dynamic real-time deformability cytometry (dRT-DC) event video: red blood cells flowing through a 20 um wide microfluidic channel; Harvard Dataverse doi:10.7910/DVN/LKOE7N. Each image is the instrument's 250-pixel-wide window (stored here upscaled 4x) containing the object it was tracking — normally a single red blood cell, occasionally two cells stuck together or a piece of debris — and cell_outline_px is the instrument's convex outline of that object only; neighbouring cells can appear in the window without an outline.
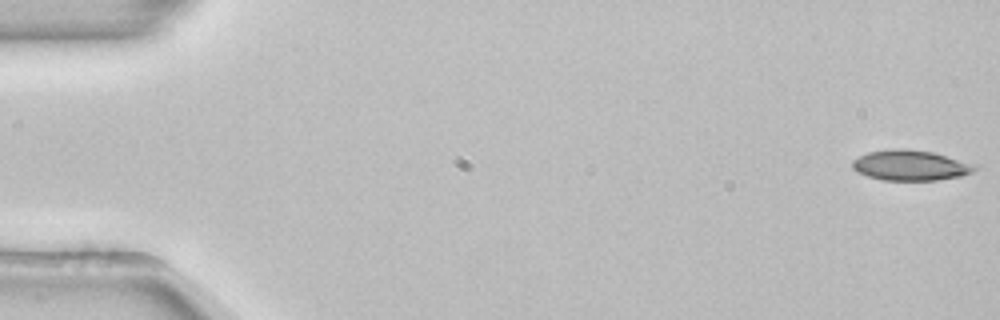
{"species": "common noctule bat (a hibernating species)", "species_latin": "Nyctalus noctula", "temperature_condition": "room temperature", "stored_images_in_passage": 50, "camera_frame_rate_fps": 3000, "um_per_image_px": 0.085, "animal": {"sex": "female", "body_mass_g": 22.7, "forearm_length_mm": 54.2}, "frame": {"image": 1, "passage_image": 1, "time_ms": 0.0, "image_size_px": [1000, 320], "cell_outline_px": [[980, 168], [972, 172], [960, 176], [936, 180], [880, 180], [856, 172], [852, 168], [852, 160], [868, 152], [892, 148], [908, 148], [932, 152], [976, 164]], "centroid_in_image_um": [77.38, 14.05], "position_along_channel_um": 7.6, "area_um2": 21.85}}
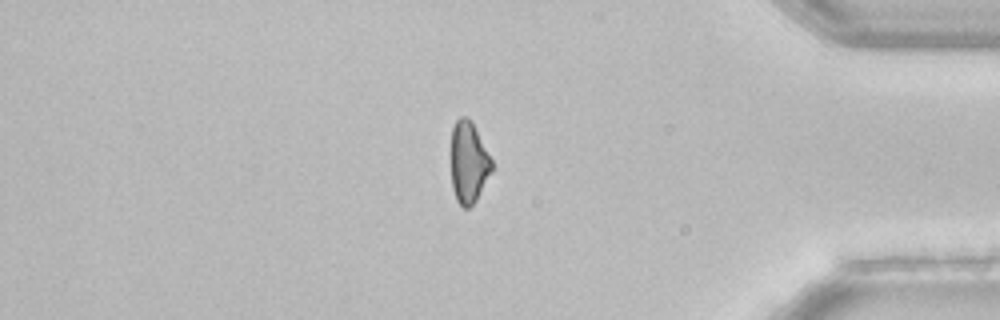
{"frame": {"image": 2, "passage_image": 45, "time_ms": 14.667, "image_size_px": [1000, 320], "cell_outline_px": [[492, 172], [476, 200], [468, 208], [464, 208], [456, 200], [452, 188], [452, 128], [456, 120], [460, 116], [468, 116], [472, 120], [492, 160]], "centroid_in_image_um": [39.84, 13.78], "position_along_channel_um": 395.4, "area_um2": 19.36}}